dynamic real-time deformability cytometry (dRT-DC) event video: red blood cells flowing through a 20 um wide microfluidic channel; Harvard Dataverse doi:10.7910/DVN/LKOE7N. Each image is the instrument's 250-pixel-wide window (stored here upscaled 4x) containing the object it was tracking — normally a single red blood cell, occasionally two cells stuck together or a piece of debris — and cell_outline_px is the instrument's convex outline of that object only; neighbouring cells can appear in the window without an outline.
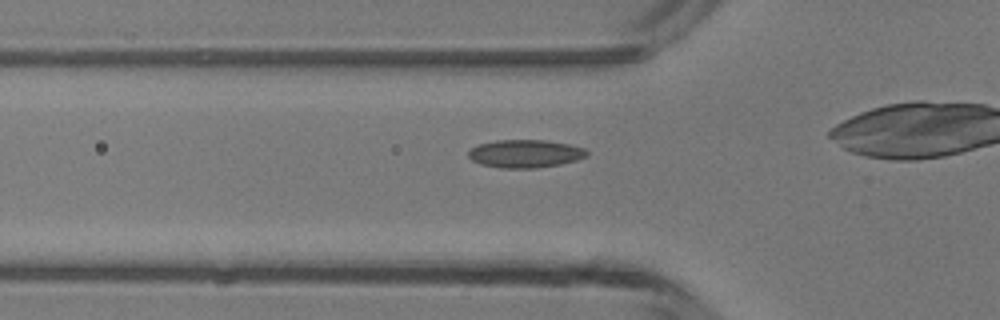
{"species": "common noctule bat (a hibernating species)", "species_latin": "Nyctalus noctula", "temperature_condition": "room temperature", "stored_images_in_passage": 34, "camera_frame_rate_fps": 3000, "um_per_image_px": 0.085, "animal": {"sex": "male", "body_mass_g": 13.3}, "frame": {"image": 1, "passage_image": 12, "time_ms": 3.667, "image_size_px": [1000, 320], "cell_outline_px": [[588, 156], [576, 160], [560, 164], [536, 168], [500, 168], [480, 164], [472, 160], [468, 156], [468, 152], [472, 148], [480, 144], [496, 140], [544, 140], [568, 144], [584, 148], [588, 152]], "centroid_in_image_um": [44.64, 13.06], "position_along_channel_um": 81.2, "area_um2": 19.25}}
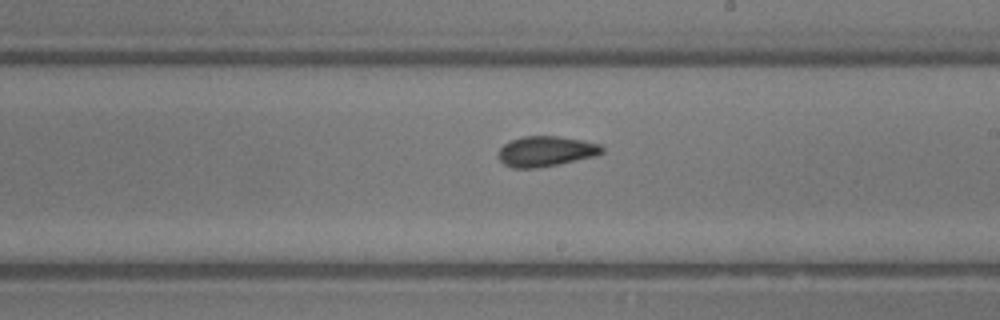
{"frame": {"image": 2, "passage_image": 23, "time_ms": 7.333, "image_size_px": [1000, 320], "cell_outline_px": [[604, 152], [596, 156], [536, 168], [512, 168], [504, 164], [500, 160], [500, 148], [504, 144], [512, 140], [524, 136], [556, 136], [580, 140], [600, 144], [604, 148]], "centroid_in_image_um": [46.42, 12.86], "position_along_channel_um": 242.6, "area_um2": 18.03}}
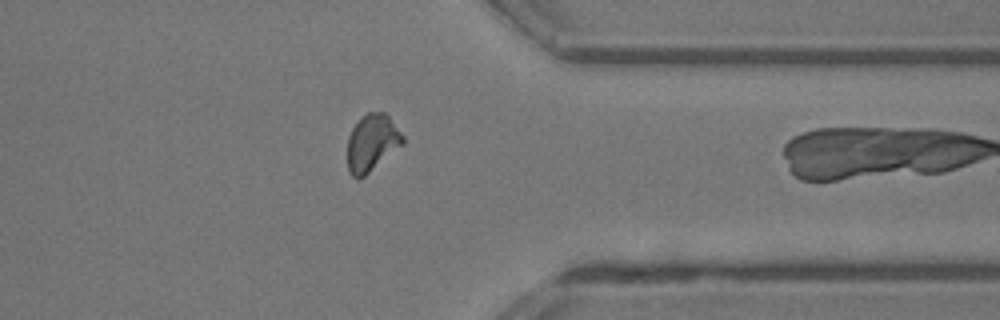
{"frame": {"image": 3, "passage_image": 33, "time_ms": 10.667, "image_size_px": [1000, 320], "cell_outline_px": [[404, 144], [364, 176], [352, 176], [348, 172], [348, 136], [352, 128], [360, 116], [368, 112], [384, 112], [388, 116], [404, 136]], "centroid_in_image_um": [31.62, 12.11], "position_along_channel_um": 379.8, "area_um2": 18.26}}